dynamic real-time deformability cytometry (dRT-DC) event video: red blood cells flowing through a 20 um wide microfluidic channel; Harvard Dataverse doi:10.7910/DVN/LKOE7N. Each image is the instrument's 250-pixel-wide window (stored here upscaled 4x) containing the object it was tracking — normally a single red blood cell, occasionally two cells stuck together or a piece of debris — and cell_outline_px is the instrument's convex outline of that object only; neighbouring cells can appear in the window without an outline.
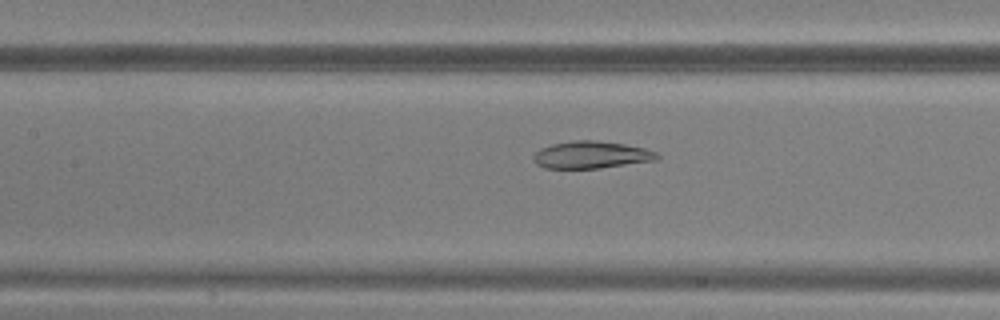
{"species": "common noctule bat (a hibernating species)", "species_latin": "Nyctalus noctula", "temperature_condition": "warm", "stored_images_in_passage": 49, "camera_frame_rate_fps": 3000, "um_per_image_px": 0.085, "animal": {"sex": "male", "body_mass_g": 20.5, "forearm_length_mm": 52.5}, "frame": {"image": 1, "passage_image": 23, "time_ms": 7.333, "image_size_px": [1000, 320], "cell_outline_px": [[660, 156], [656, 160], [600, 168], [544, 168], [536, 164], [532, 160], [532, 156], [540, 148], [552, 144], [572, 140], [592, 140], [624, 144], [644, 148], [656, 152]], "centroid_in_image_um": [50.22, 13.16], "position_along_channel_um": 157.2, "area_um2": 19.59}}
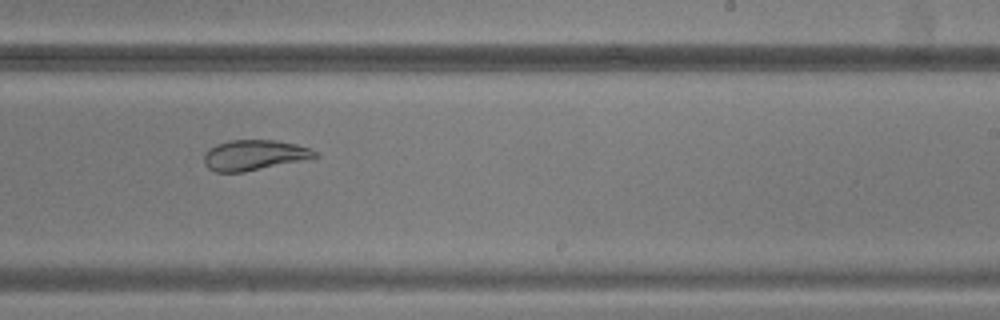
{"frame": {"image": 2, "passage_image": 31, "time_ms": 10.0, "image_size_px": [1000, 320], "cell_outline_px": [[320, 156], [312, 160], [244, 172], [216, 172], [208, 168], [204, 164], [204, 156], [208, 148], [216, 144], [228, 140], [276, 140], [296, 144], [308, 148], [316, 152]], "centroid_in_image_um": [21.66, 13.2], "position_along_channel_um": 267.3, "area_um2": 20.11}}
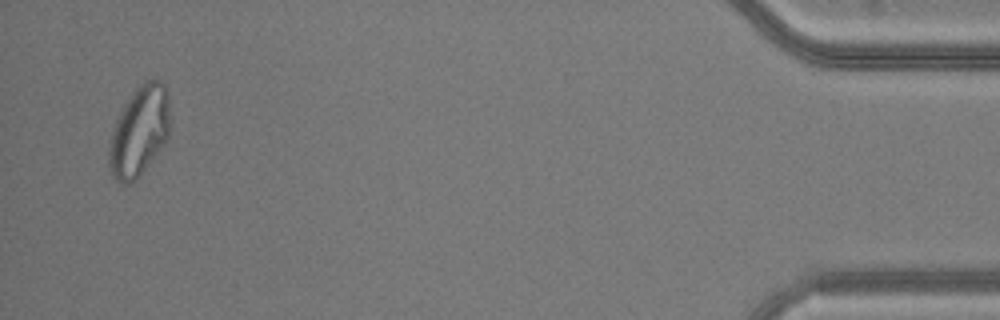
{"frame": {"image": 3, "passage_image": 48, "time_ms": 15.667, "image_size_px": [1000, 320], "cell_outline_px": [[168, 136], [164, 144], [136, 180], [128, 184], [120, 184], [112, 176], [108, 168], [108, 148], [112, 128], [124, 104], [132, 92], [144, 80], [160, 80], [164, 84], [168, 92]], "centroid_in_image_um": [11.8, 11.17], "position_along_channel_um": 423.4, "area_um2": 32.02}}